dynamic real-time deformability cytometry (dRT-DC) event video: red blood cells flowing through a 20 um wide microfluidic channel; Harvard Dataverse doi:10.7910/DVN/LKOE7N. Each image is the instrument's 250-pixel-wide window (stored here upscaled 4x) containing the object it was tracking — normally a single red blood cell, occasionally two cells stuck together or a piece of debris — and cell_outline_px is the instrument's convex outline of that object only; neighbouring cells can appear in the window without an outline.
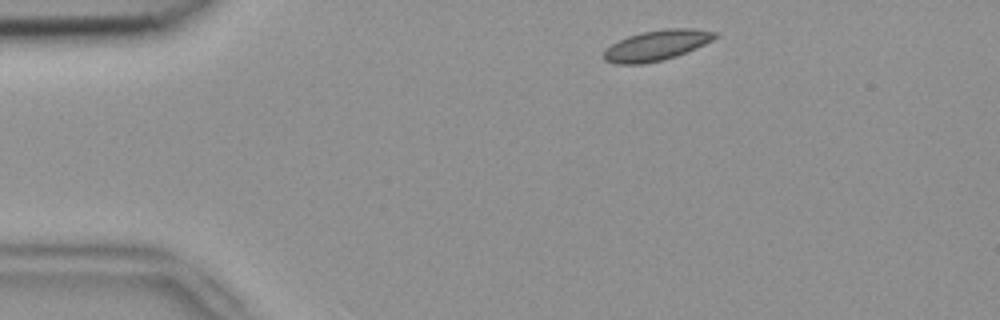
{"species": "common noctule bat (a hibernating species)", "species_latin": "Nyctalus noctula", "temperature_condition": "room temperature", "stored_images_in_passage": 2, "camera_frame_rate_fps": 3000, "um_per_image_px": 0.085, "animal": {"sex": "female", "body_mass_g": 18.4}, "frame": {"image": 1, "passage_image": 1, "time_ms": 0.0, "image_size_px": [1000, 320], "cell_outline_px": [[720, 36], [696, 48], [676, 56], [664, 60], [644, 64], [616, 64], [604, 60], [600, 56], [612, 44], [628, 36], [640, 32], [668, 28], [692, 28], [716, 32]], "centroid_in_image_um": [55.81, 3.86], "position_along_channel_um": 29.2, "area_um2": 19.77}}
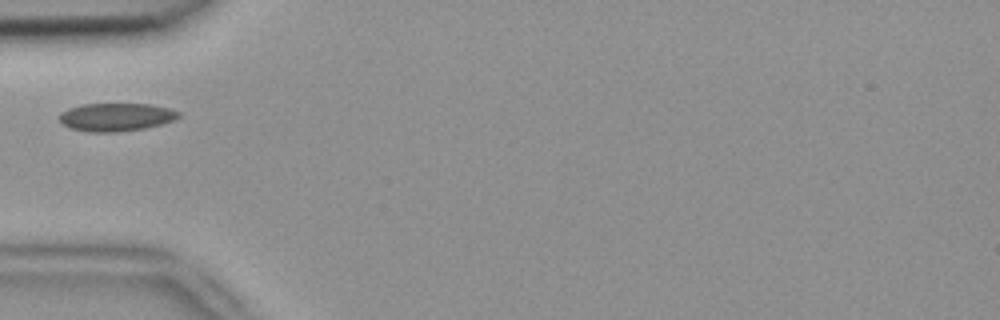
{"frame": {"image": 2, "passage_image": 2, "time_ms": 0.333, "image_size_px": [1000, 320], "cell_outline_px": [[180, 116], [176, 120], [144, 128], [116, 132], [92, 132], [68, 128], [60, 124], [60, 112], [68, 108], [84, 104], [152, 104], [168, 108], [180, 112]], "centroid_in_image_um": [9.85, 9.95], "position_along_channel_um": 75.2, "area_um2": 19.59}}